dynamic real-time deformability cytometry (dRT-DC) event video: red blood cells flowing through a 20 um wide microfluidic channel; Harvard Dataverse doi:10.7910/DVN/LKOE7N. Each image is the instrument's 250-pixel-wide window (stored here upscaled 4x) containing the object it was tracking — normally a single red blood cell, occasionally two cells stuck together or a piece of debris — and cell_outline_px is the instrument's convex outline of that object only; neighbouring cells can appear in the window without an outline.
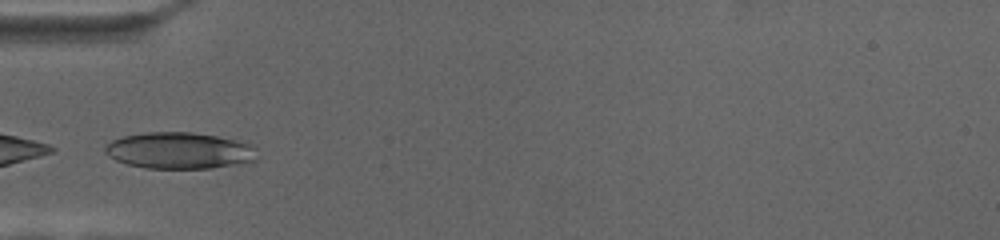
{"species": "human", "species_latin": "Homo sapiens", "temperature_condition": "cold", "stored_images_in_passage": 45, "camera_frame_rate_fps": 3000, "um_per_image_px": 0.085, "donor": {"sex": "female"}, "frame": {"image": 1, "passage_image": 1, "time_ms": 0.0, "image_size_px": [1000, 240], "cell_outline_px": [[256, 160], [212, 168], [148, 168], [128, 164], [116, 160], [104, 152], [104, 148], [112, 140], [124, 136], [148, 132], [192, 132], [216, 136], [256, 144]], "centroid_in_image_um": [15.28, 12.79], "position_along_channel_um": 69.7, "area_um2": 32.19}}
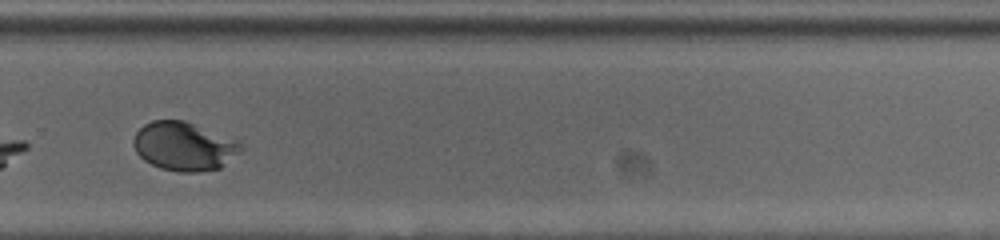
{"frame": {"image": 2, "passage_image": 26, "time_ms": 8.333, "image_size_px": [1000, 240], "cell_outline_px": [[244, 148], [240, 152], [220, 168], [196, 172], [180, 172], [160, 168], [144, 160], [136, 152], [132, 140], [136, 132], [144, 124], [152, 120], [184, 120], [244, 144]], "centroid_in_image_um": [15.62, 12.44], "position_along_channel_um": 314.2, "area_um2": 30.23}}